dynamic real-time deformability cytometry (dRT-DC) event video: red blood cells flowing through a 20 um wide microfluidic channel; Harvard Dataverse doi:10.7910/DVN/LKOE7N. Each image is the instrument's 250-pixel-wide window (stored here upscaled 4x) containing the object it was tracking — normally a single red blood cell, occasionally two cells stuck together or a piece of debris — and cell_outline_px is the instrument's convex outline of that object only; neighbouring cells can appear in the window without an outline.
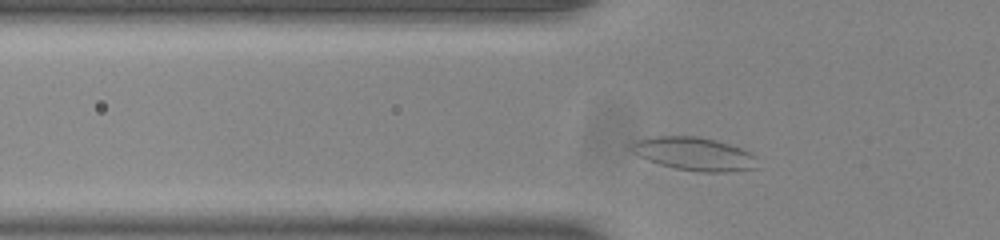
{"species": "common noctule bat (a hibernating species)", "species_latin": "Nyctalus noctula", "temperature_condition": "room temperature", "stored_images_in_passage": 33, "camera_frame_rate_fps": 3000, "um_per_image_px": 0.085, "animal": {"sex": "male", "body_mass_g": 20.0, "forearm_length_mm": 53.3}, "frame": {"image": 1, "passage_image": 5, "time_ms": 1.333, "image_size_px": [1000, 240], "cell_outline_px": [[756, 168], [724, 172], [700, 172], [676, 168], [660, 164], [648, 160], [632, 152], [628, 144], [636, 140], [656, 136], [696, 136], [716, 140], [740, 148], [756, 156]], "centroid_in_image_um": [58.97, 13.07], "position_along_channel_um": 66.8, "area_um2": 24.22}}
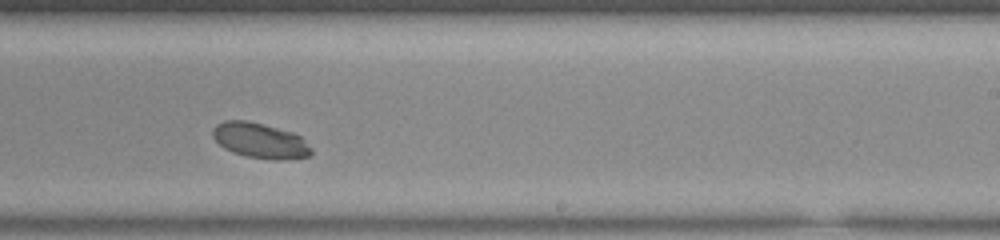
{"frame": {"image": 2, "passage_image": 21, "time_ms": 6.667, "image_size_px": [1000, 240], "cell_outline_px": [[312, 152], [308, 156], [284, 160], [272, 160], [248, 156], [232, 152], [224, 148], [212, 136], [212, 128], [216, 124], [224, 120], [244, 120], [292, 132], [300, 136], [312, 148]], "centroid_in_image_um": [22.09, 11.95], "position_along_channel_um": 266.9, "area_um2": 20.11}}
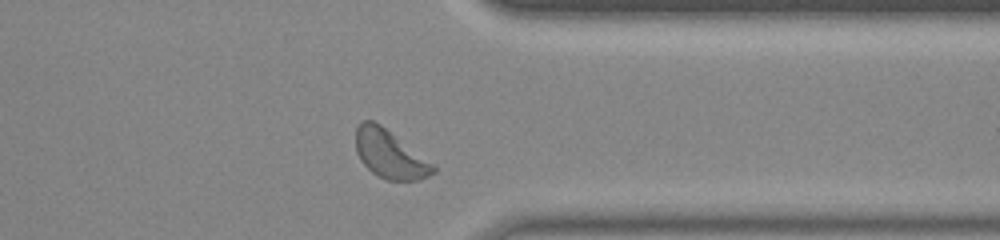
{"frame": {"image": 3, "passage_image": 30, "time_ms": 9.667, "image_size_px": [1000, 240], "cell_outline_px": [[436, 172], [420, 180], [388, 180], [376, 176], [360, 160], [356, 152], [356, 128], [360, 120], [372, 120], [380, 124], [436, 164]], "centroid_in_image_um": [33.15, 13.11], "position_along_channel_um": 378.2, "area_um2": 22.02}, "authors_computed_cell_mechanics": {"area_um2": 20.9236, "velocity_mm_per_s": 3.8017, "shape_relaxation_time_tau1_ms": 2.9898, "shape_relaxation_time_tau2_ms": null, "deformation_change_tau1": 0.12, "deformation_change_tau2": null}}